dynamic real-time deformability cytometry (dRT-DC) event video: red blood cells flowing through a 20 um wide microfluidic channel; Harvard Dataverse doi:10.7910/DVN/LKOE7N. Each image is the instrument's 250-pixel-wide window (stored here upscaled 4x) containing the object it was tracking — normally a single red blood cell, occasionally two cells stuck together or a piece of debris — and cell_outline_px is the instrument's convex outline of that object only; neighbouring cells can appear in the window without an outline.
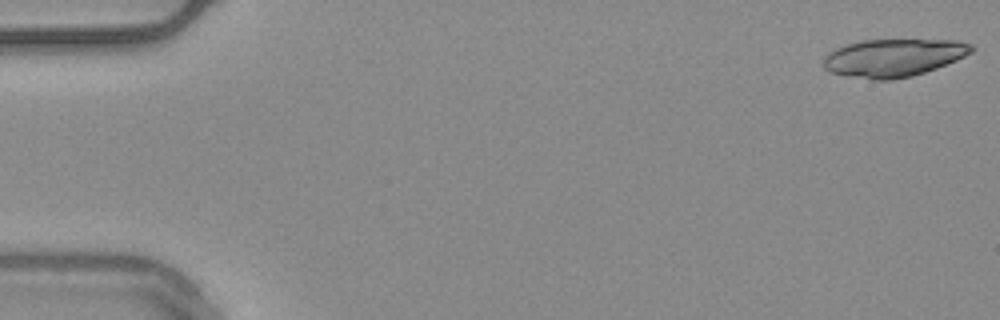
{"species": "common noctule bat (a hibernating species)", "species_latin": "Nyctalus noctula", "temperature_condition": "warm", "stored_images_in_passage": 39, "camera_frame_rate_fps": 3000, "um_per_image_px": 0.085, "animal": {"sex": "male", "body_mass_g": 20.4}, "frame": {"image": 1, "passage_image": 1, "time_ms": 0.0, "image_size_px": [1000, 320], "cell_outline_px": [[976, 48], [972, 52], [956, 60], [936, 68], [912, 76], [892, 80], [872, 80], [848, 76], [832, 72], [824, 68], [824, 56], [828, 52], [836, 48], [848, 44], [864, 40], [956, 40], [972, 44]], "centroid_in_image_um": [75.96, 4.91], "position_along_channel_um": 9.0, "area_um2": 32.54}}